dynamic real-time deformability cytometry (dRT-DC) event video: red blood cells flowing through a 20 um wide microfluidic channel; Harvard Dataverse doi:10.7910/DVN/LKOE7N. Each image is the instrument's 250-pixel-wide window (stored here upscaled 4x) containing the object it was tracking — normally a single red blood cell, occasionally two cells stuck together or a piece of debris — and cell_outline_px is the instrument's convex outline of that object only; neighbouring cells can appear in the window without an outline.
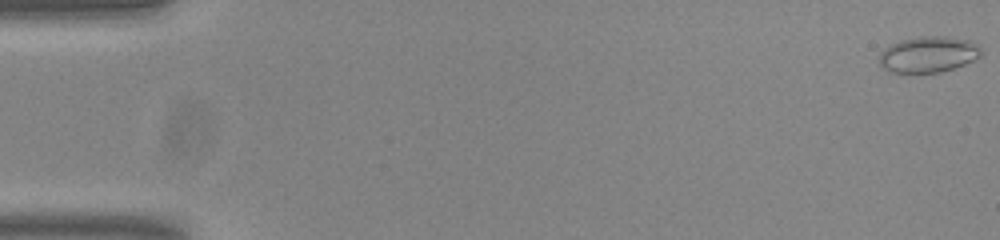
{"species": "common noctule bat (a hibernating species)", "species_latin": "Nyctalus noctula", "temperature_condition": "room temperature", "stored_images_in_passage": 54, "camera_frame_rate_fps": 3000, "um_per_image_px": 0.085, "animal": {"sex": "male", "body_mass_g": 20.0, "forearm_length_mm": 53.3}, "frame": {"image": 1, "passage_image": 1, "time_ms": 0.0, "image_size_px": [1000, 240], "cell_outline_px": [[980, 56], [964, 64], [940, 72], [888, 72], [880, 64], [880, 52], [884, 48], [900, 40], [920, 36], [948, 36], [972, 40], [980, 44]], "centroid_in_image_um": [78.92, 4.6], "position_along_channel_um": 6.1, "area_um2": 21.39}}
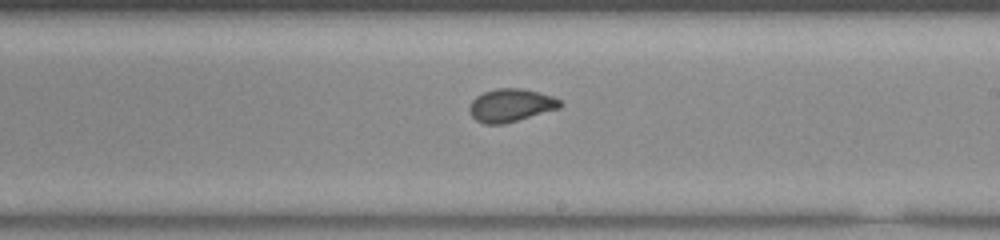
{"frame": {"image": 2, "passage_image": 32, "time_ms": 10.333, "image_size_px": [1000, 240], "cell_outline_px": [[564, 104], [560, 108], [504, 124], [484, 124], [476, 120], [468, 112], [468, 108], [472, 100], [476, 96], [484, 92], [496, 88], [520, 88], [540, 92], [552, 96], [560, 100]], "centroid_in_image_um": [43.41, 8.95], "position_along_channel_um": 245.6, "area_um2": 17.57}}
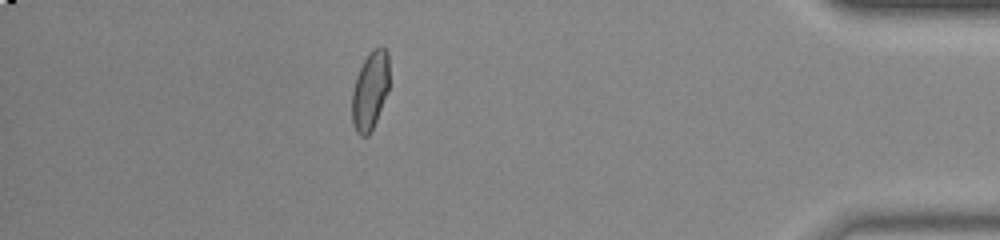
{"frame": {"image": 3, "passage_image": 48, "time_ms": 15.667, "image_size_px": [1000, 240], "cell_outline_px": [[388, 92], [376, 120], [368, 136], [360, 136], [356, 132], [352, 124], [352, 92], [356, 76], [368, 52], [372, 48], [384, 48], [388, 52]], "centroid_in_image_um": [31.44, 7.71], "position_along_channel_um": 403.8, "area_um2": 16.99}, "authors_computed_cell_mechanics": {"area_um2": 17.5712, "velocity_mm_per_s": 3.822, "shape_relaxation_time_tau1_ms": 9.5089, "shape_relaxation_time_tau2_ms": 0.7886, "deformation_change_tau1": 0.178, "deformation_change_tau2": 0.0457}}